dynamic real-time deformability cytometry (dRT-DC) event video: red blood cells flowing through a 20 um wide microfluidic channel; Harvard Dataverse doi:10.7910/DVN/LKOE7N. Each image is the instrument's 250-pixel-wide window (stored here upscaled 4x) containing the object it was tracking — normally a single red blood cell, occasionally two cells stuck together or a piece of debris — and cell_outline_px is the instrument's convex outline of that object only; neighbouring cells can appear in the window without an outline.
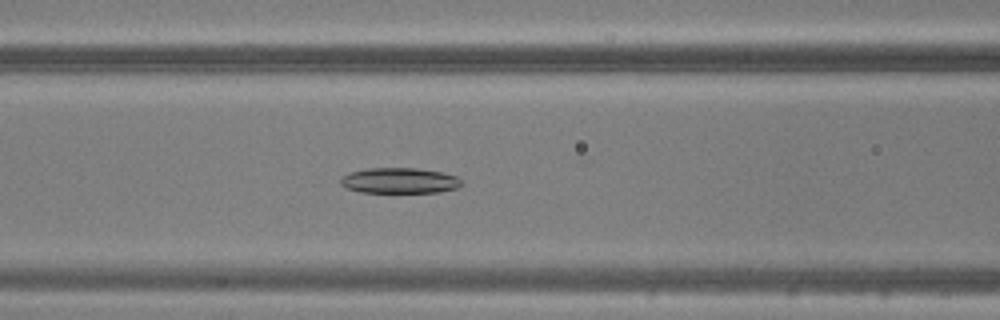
{"species": "common noctule bat (a hibernating species)", "species_latin": "Nyctalus noctula", "temperature_condition": "warm", "stored_images_in_passage": 50, "camera_frame_rate_fps": 3000, "um_per_image_px": 0.085, "animal": {"sex": "male", "body_mass_g": 20.5, "forearm_length_mm": 52.5}, "frame": {"image": 1, "passage_image": 21, "time_ms": 6.667, "image_size_px": [1000, 320], "cell_outline_px": [[464, 184], [460, 188], [440, 192], [360, 192], [348, 188], [340, 184], [340, 180], [344, 176], [352, 172], [368, 168], [416, 168], [444, 172], [456, 176], [464, 180]], "centroid_in_image_um": [34.07, 15.35], "position_along_channel_um": 132.5, "area_um2": 18.15}}
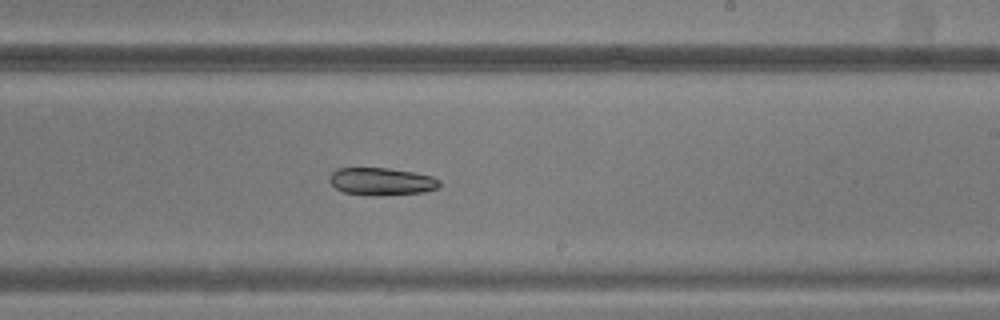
{"frame": {"image": 2, "passage_image": 30, "time_ms": 9.667, "image_size_px": [1000, 320], "cell_outline_px": [[440, 184], [436, 188], [424, 192], [368, 196], [344, 192], [336, 188], [328, 180], [328, 176], [336, 168], [388, 168], [412, 172], [432, 176], [440, 180]], "centroid_in_image_um": [32.38, 15.42], "position_along_channel_um": 256.6, "area_um2": 17.63}}
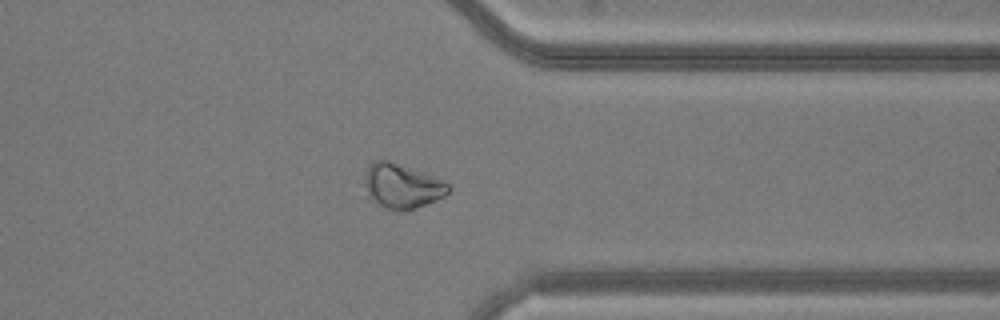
{"frame": {"image": 3, "passage_image": 39, "time_ms": 12.667, "image_size_px": [1000, 320], "cell_outline_px": [[452, 188], [444, 196], [436, 200], [412, 208], [396, 212], [380, 204], [368, 196], [364, 184], [364, 180], [368, 164], [372, 160], [388, 160], [424, 172], [448, 184]], "centroid_in_image_um": [34.14, 15.79], "position_along_channel_um": 377.3, "area_um2": 21.5}}